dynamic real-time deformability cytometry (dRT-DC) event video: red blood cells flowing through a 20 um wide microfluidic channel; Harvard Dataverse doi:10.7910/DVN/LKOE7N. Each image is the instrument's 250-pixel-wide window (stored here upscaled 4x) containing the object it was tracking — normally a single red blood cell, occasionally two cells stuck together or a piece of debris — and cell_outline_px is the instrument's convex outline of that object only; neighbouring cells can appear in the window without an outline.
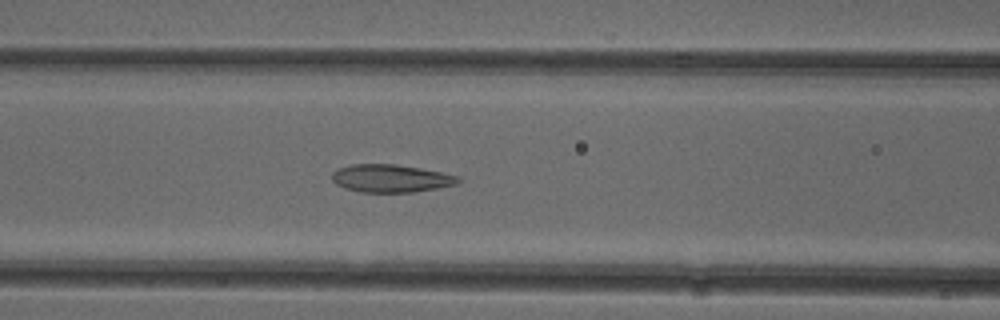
{"species": "common noctule bat (a hibernating species)", "species_latin": "Nyctalus noctula", "temperature_condition": "cold", "stored_images_in_passage": 51, "camera_frame_rate_fps": 3000, "um_per_image_px": 0.085, "animal": {"sex": "female"}, "frame": {"image": 1, "passage_image": 21, "time_ms": 6.667, "image_size_px": [1000, 320], "cell_outline_px": [[460, 180], [456, 184], [436, 188], [412, 192], [360, 192], [344, 188], [336, 184], [332, 180], [332, 172], [336, 168], [352, 164], [396, 164], [420, 168], [460, 176]], "centroid_in_image_um": [33.18, 15.15], "position_along_channel_um": 133.4, "area_um2": 20.46}}
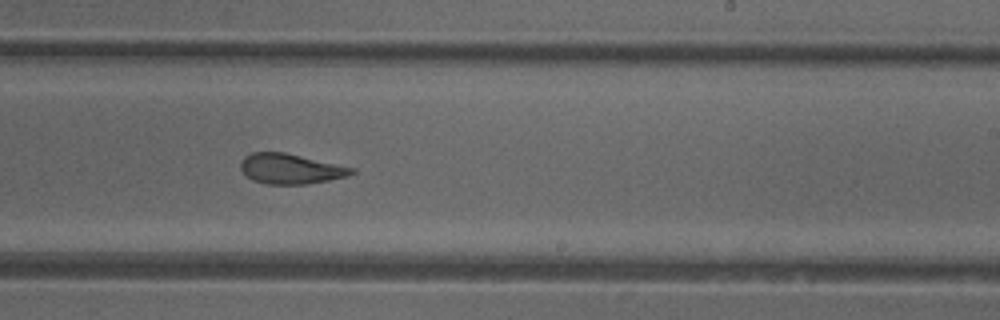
{"frame": {"image": 2, "passage_image": 31, "time_ms": 10.0, "image_size_px": [1000, 320], "cell_outline_px": [[356, 172], [348, 176], [308, 184], [268, 184], [252, 180], [240, 168], [240, 160], [244, 156], [252, 152], [284, 152], [356, 168]], "centroid_in_image_um": [24.7, 14.34], "position_along_channel_um": 264.3, "area_um2": 19.54}}
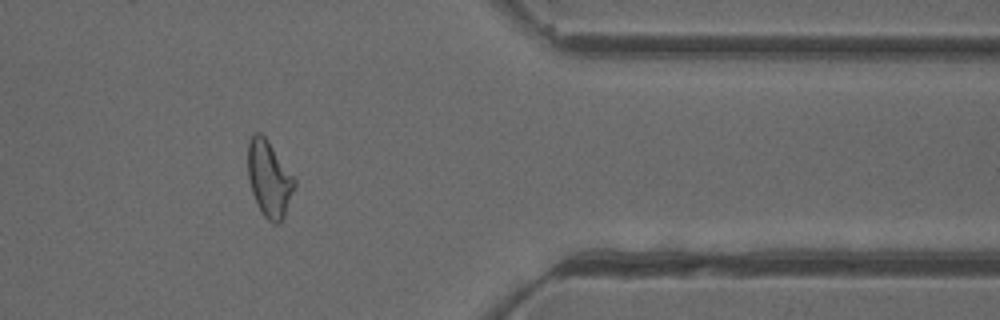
{"frame": {"image": 3, "passage_image": 42, "time_ms": 13.667, "image_size_px": [1000, 320], "cell_outline_px": [[296, 184], [284, 216], [280, 224], [272, 224], [264, 216], [252, 192], [248, 176], [248, 140], [256, 132], [260, 132], [268, 140], [296, 180]], "centroid_in_image_um": [22.88, 15.19], "position_along_channel_um": 388.5, "area_um2": 20.46}, "authors_computed_cell_mechanics": {"area_um2": 21.2704, "velocity_mm_per_s": 3.9298, "shape_relaxation_time_tau1_ms": 8.9474, "shape_relaxation_time_tau2_ms": 2.3425, "deformation_change_tau1": 0.1811, "deformation_change_tau2": 0.1027}}